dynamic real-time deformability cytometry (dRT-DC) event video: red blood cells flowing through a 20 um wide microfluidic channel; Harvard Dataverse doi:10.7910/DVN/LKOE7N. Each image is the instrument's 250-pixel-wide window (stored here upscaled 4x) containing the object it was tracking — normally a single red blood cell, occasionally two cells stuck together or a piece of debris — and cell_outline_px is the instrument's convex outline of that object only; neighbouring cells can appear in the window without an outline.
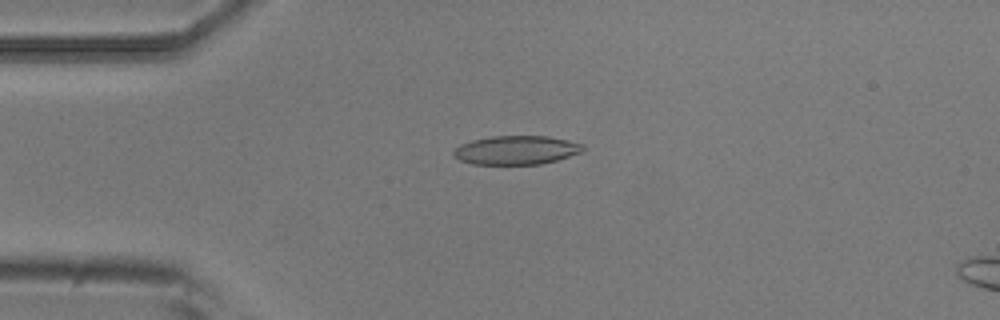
{"species": "common noctule bat (a hibernating species)", "species_latin": "Nyctalus noctula", "temperature_condition": "room temperature", "stored_images_in_passage": 4, "camera_frame_rate_fps": 3000, "um_per_image_px": 0.085, "animal": {"sex": "male", "body_mass_g": 20.5, "forearm_length_mm": 52.5}, "frame": {"image": 1, "passage_image": 4, "time_ms": 1.0, "image_size_px": [1000, 320], "cell_outline_px": [[584, 148], [580, 152], [556, 160], [540, 164], [472, 164], [460, 160], [452, 152], [460, 144], [472, 140], [492, 136], [548, 136], [568, 140], [584, 144]], "centroid_in_image_um": [43.88, 12.75], "position_along_channel_um": 41.1, "area_um2": 21.56}}